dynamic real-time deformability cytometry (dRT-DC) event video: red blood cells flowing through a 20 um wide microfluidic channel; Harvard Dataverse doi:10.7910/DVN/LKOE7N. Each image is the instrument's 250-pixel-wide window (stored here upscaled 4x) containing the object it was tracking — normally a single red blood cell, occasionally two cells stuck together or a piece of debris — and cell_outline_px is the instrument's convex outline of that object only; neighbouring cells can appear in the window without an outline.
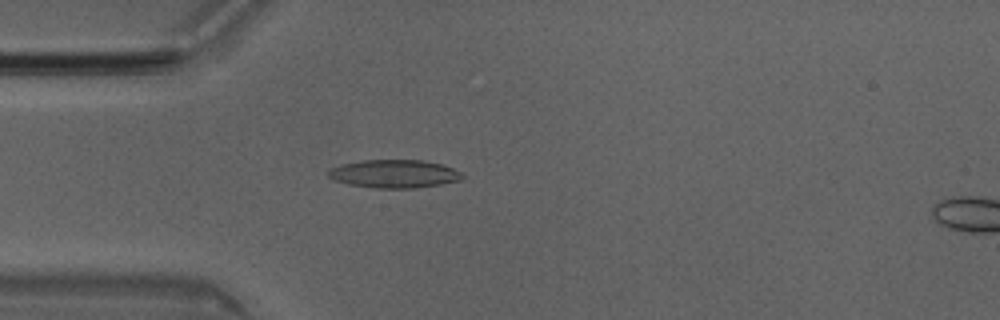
{"species": "Egyptian fruit bat (a non-hibernating species)", "species_latin": "Rousettus aegyptiacus", "temperature_condition": "room temperature", "stored_images_in_passage": 48, "camera_frame_rate_fps": 3000, "um_per_image_px": 0.085, "animal": {"sex": "male"}, "frame": {"image": 1, "passage_image": 12, "time_ms": 3.667, "image_size_px": [1000, 320], "cell_outline_px": [[464, 176], [460, 180], [440, 184], [412, 188], [376, 188], [348, 184], [336, 180], [328, 176], [328, 172], [332, 168], [340, 164], [360, 160], [424, 160], [440, 164], [452, 168], [460, 172]], "centroid_in_image_um": [33.5, 14.76], "position_along_channel_um": 51.5, "area_um2": 21.79}}
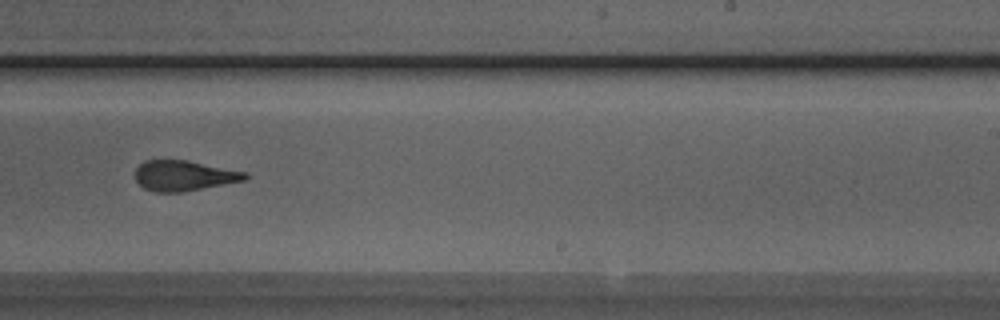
{"frame": {"image": 2, "passage_image": 29, "time_ms": 9.333, "image_size_px": [1000, 320], "cell_outline_px": [[248, 180], [184, 192], [156, 192], [144, 188], [136, 180], [136, 168], [144, 160], [188, 160], [248, 172]], "centroid_in_image_um": [15.69, 14.93], "position_along_channel_um": 273.3, "area_um2": 19.65}}
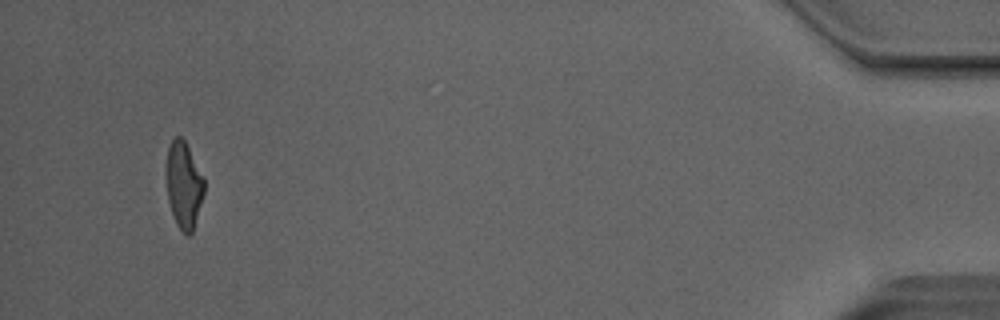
{"frame": {"image": 3, "passage_image": 46, "time_ms": 15.0, "image_size_px": [1000, 320], "cell_outline_px": [[204, 192], [192, 232], [188, 236], [176, 224], [168, 200], [164, 172], [168, 148], [172, 140], [176, 136], [180, 136], [184, 140], [204, 176]], "centroid_in_image_um": [15.59, 15.68], "position_along_channel_um": 419.6, "area_um2": 19.19}, "authors_computed_cell_mechanics": {"area_um2": 20.4323, "velocity_mm_per_s": 4.0512, "shape_relaxation_time_tau1_ms": 8.514, "shape_relaxation_time_tau2_ms": 2.0681, "deformation_change_tau1": 0.2693, "deformation_change_tau2": 0.1249}}